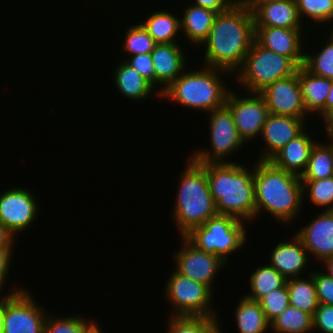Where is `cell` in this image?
Wrapping results in <instances>:
<instances>
[{"label": "cell", "mask_w": 333, "mask_h": 333, "mask_svg": "<svg viewBox=\"0 0 333 333\" xmlns=\"http://www.w3.org/2000/svg\"><path fill=\"white\" fill-rule=\"evenodd\" d=\"M255 40L252 11L241 1L214 18L201 50L202 64L226 70L233 75L242 66Z\"/></svg>", "instance_id": "obj_1"}, {"label": "cell", "mask_w": 333, "mask_h": 333, "mask_svg": "<svg viewBox=\"0 0 333 333\" xmlns=\"http://www.w3.org/2000/svg\"><path fill=\"white\" fill-rule=\"evenodd\" d=\"M252 164L255 221L266 213L283 226L293 225L298 217L301 219V210L305 204L300 176L279 169L270 161L256 160Z\"/></svg>", "instance_id": "obj_2"}, {"label": "cell", "mask_w": 333, "mask_h": 333, "mask_svg": "<svg viewBox=\"0 0 333 333\" xmlns=\"http://www.w3.org/2000/svg\"><path fill=\"white\" fill-rule=\"evenodd\" d=\"M186 68L160 94V100L173 102L188 110L208 113L226 104L227 96L232 89L228 84L233 74L201 64L200 68ZM226 78V80H225ZM226 81V82H225Z\"/></svg>", "instance_id": "obj_3"}, {"label": "cell", "mask_w": 333, "mask_h": 333, "mask_svg": "<svg viewBox=\"0 0 333 333\" xmlns=\"http://www.w3.org/2000/svg\"><path fill=\"white\" fill-rule=\"evenodd\" d=\"M207 180L219 215H231L251 223L250 226L254 224L253 165H245V162L207 164Z\"/></svg>", "instance_id": "obj_4"}, {"label": "cell", "mask_w": 333, "mask_h": 333, "mask_svg": "<svg viewBox=\"0 0 333 333\" xmlns=\"http://www.w3.org/2000/svg\"><path fill=\"white\" fill-rule=\"evenodd\" d=\"M187 158L178 176V189L170 213L179 236H185L194 227L218 215L207 180V164H198L189 156Z\"/></svg>", "instance_id": "obj_5"}, {"label": "cell", "mask_w": 333, "mask_h": 333, "mask_svg": "<svg viewBox=\"0 0 333 333\" xmlns=\"http://www.w3.org/2000/svg\"><path fill=\"white\" fill-rule=\"evenodd\" d=\"M248 223L231 215H216L194 227L185 237L198 249L230 263V257L246 248ZM230 255V256H229Z\"/></svg>", "instance_id": "obj_6"}, {"label": "cell", "mask_w": 333, "mask_h": 333, "mask_svg": "<svg viewBox=\"0 0 333 333\" xmlns=\"http://www.w3.org/2000/svg\"><path fill=\"white\" fill-rule=\"evenodd\" d=\"M298 68L289 57L264 48L254 40L233 81L238 88L242 87L239 90L259 93L275 81L292 76Z\"/></svg>", "instance_id": "obj_7"}, {"label": "cell", "mask_w": 333, "mask_h": 333, "mask_svg": "<svg viewBox=\"0 0 333 333\" xmlns=\"http://www.w3.org/2000/svg\"><path fill=\"white\" fill-rule=\"evenodd\" d=\"M207 114L210 146L194 149L188 156L198 164L238 162L230 156L235 157L247 144L238 134L232 112L224 105Z\"/></svg>", "instance_id": "obj_8"}, {"label": "cell", "mask_w": 333, "mask_h": 333, "mask_svg": "<svg viewBox=\"0 0 333 333\" xmlns=\"http://www.w3.org/2000/svg\"><path fill=\"white\" fill-rule=\"evenodd\" d=\"M170 273L162 295L169 303V308L171 306L168 316L219 317L220 313L213 305L215 292L207 285L182 276L175 270Z\"/></svg>", "instance_id": "obj_9"}, {"label": "cell", "mask_w": 333, "mask_h": 333, "mask_svg": "<svg viewBox=\"0 0 333 333\" xmlns=\"http://www.w3.org/2000/svg\"><path fill=\"white\" fill-rule=\"evenodd\" d=\"M13 285L3 294L1 333H44L48 311L38 303L33 290Z\"/></svg>", "instance_id": "obj_10"}, {"label": "cell", "mask_w": 333, "mask_h": 333, "mask_svg": "<svg viewBox=\"0 0 333 333\" xmlns=\"http://www.w3.org/2000/svg\"><path fill=\"white\" fill-rule=\"evenodd\" d=\"M30 189L25 186H12L0 192V222L16 238L28 231L39 216V196Z\"/></svg>", "instance_id": "obj_11"}, {"label": "cell", "mask_w": 333, "mask_h": 333, "mask_svg": "<svg viewBox=\"0 0 333 333\" xmlns=\"http://www.w3.org/2000/svg\"><path fill=\"white\" fill-rule=\"evenodd\" d=\"M239 92L230 90L226 106L232 112L239 136L249 146L260 139L263 125L270 115L265 100L259 93ZM244 95V96H243Z\"/></svg>", "instance_id": "obj_12"}, {"label": "cell", "mask_w": 333, "mask_h": 333, "mask_svg": "<svg viewBox=\"0 0 333 333\" xmlns=\"http://www.w3.org/2000/svg\"><path fill=\"white\" fill-rule=\"evenodd\" d=\"M179 238L181 249L171 253L172 262L175 263L174 270L182 276L207 285L214 292L217 274L228 265L219 257L198 249L185 236Z\"/></svg>", "instance_id": "obj_13"}, {"label": "cell", "mask_w": 333, "mask_h": 333, "mask_svg": "<svg viewBox=\"0 0 333 333\" xmlns=\"http://www.w3.org/2000/svg\"><path fill=\"white\" fill-rule=\"evenodd\" d=\"M259 94L265 100L271 114L310 118L302 101L298 69L292 76L268 85Z\"/></svg>", "instance_id": "obj_14"}, {"label": "cell", "mask_w": 333, "mask_h": 333, "mask_svg": "<svg viewBox=\"0 0 333 333\" xmlns=\"http://www.w3.org/2000/svg\"><path fill=\"white\" fill-rule=\"evenodd\" d=\"M308 120V118H294L270 113L263 125L261 140H257V142L263 143V149L261 148L260 154L255 160L269 161L279 150L307 128Z\"/></svg>", "instance_id": "obj_15"}, {"label": "cell", "mask_w": 333, "mask_h": 333, "mask_svg": "<svg viewBox=\"0 0 333 333\" xmlns=\"http://www.w3.org/2000/svg\"><path fill=\"white\" fill-rule=\"evenodd\" d=\"M305 32L309 33L307 29L255 27V40L264 48L289 57L300 67L304 63L305 40L308 38Z\"/></svg>", "instance_id": "obj_16"}, {"label": "cell", "mask_w": 333, "mask_h": 333, "mask_svg": "<svg viewBox=\"0 0 333 333\" xmlns=\"http://www.w3.org/2000/svg\"><path fill=\"white\" fill-rule=\"evenodd\" d=\"M306 225L295 230L312 261L333 256V211H319Z\"/></svg>", "instance_id": "obj_17"}, {"label": "cell", "mask_w": 333, "mask_h": 333, "mask_svg": "<svg viewBox=\"0 0 333 333\" xmlns=\"http://www.w3.org/2000/svg\"><path fill=\"white\" fill-rule=\"evenodd\" d=\"M272 247L273 250L269 251L271 253H269L266 263L275 268L286 279L302 277L305 271H307L305 275L311 274L312 269L308 268L311 264L308 251L294 232L290 239L286 241L284 239Z\"/></svg>", "instance_id": "obj_18"}, {"label": "cell", "mask_w": 333, "mask_h": 333, "mask_svg": "<svg viewBox=\"0 0 333 333\" xmlns=\"http://www.w3.org/2000/svg\"><path fill=\"white\" fill-rule=\"evenodd\" d=\"M181 43L156 44L150 53L155 72V89L161 94L188 67V55Z\"/></svg>", "instance_id": "obj_19"}, {"label": "cell", "mask_w": 333, "mask_h": 333, "mask_svg": "<svg viewBox=\"0 0 333 333\" xmlns=\"http://www.w3.org/2000/svg\"><path fill=\"white\" fill-rule=\"evenodd\" d=\"M255 27L306 29L295 0H273L257 5L253 10Z\"/></svg>", "instance_id": "obj_20"}, {"label": "cell", "mask_w": 333, "mask_h": 333, "mask_svg": "<svg viewBox=\"0 0 333 333\" xmlns=\"http://www.w3.org/2000/svg\"><path fill=\"white\" fill-rule=\"evenodd\" d=\"M309 126L295 139L279 150L269 161L277 168L301 176L305 171L311 149L317 142V136L312 138Z\"/></svg>", "instance_id": "obj_21"}, {"label": "cell", "mask_w": 333, "mask_h": 333, "mask_svg": "<svg viewBox=\"0 0 333 333\" xmlns=\"http://www.w3.org/2000/svg\"><path fill=\"white\" fill-rule=\"evenodd\" d=\"M113 76L114 88L129 101L134 103L150 100L152 97L160 99V93L133 67L124 60L115 65ZM152 96V97H151ZM150 98V99H149Z\"/></svg>", "instance_id": "obj_22"}, {"label": "cell", "mask_w": 333, "mask_h": 333, "mask_svg": "<svg viewBox=\"0 0 333 333\" xmlns=\"http://www.w3.org/2000/svg\"><path fill=\"white\" fill-rule=\"evenodd\" d=\"M181 7L184 9L180 13L181 43L185 37L186 43L198 49L207 39L217 12L187 2Z\"/></svg>", "instance_id": "obj_23"}, {"label": "cell", "mask_w": 333, "mask_h": 333, "mask_svg": "<svg viewBox=\"0 0 333 333\" xmlns=\"http://www.w3.org/2000/svg\"><path fill=\"white\" fill-rule=\"evenodd\" d=\"M298 80L307 114L318 115L320 120L325 115V102L333 80L312 74L303 65L298 68Z\"/></svg>", "instance_id": "obj_24"}, {"label": "cell", "mask_w": 333, "mask_h": 333, "mask_svg": "<svg viewBox=\"0 0 333 333\" xmlns=\"http://www.w3.org/2000/svg\"><path fill=\"white\" fill-rule=\"evenodd\" d=\"M172 11L167 8L157 9L143 17L145 20L139 21L157 44L180 43V15Z\"/></svg>", "instance_id": "obj_25"}, {"label": "cell", "mask_w": 333, "mask_h": 333, "mask_svg": "<svg viewBox=\"0 0 333 333\" xmlns=\"http://www.w3.org/2000/svg\"><path fill=\"white\" fill-rule=\"evenodd\" d=\"M233 313L238 333L270 332V323L267 321L259 301L248 299L242 294L237 300Z\"/></svg>", "instance_id": "obj_26"}, {"label": "cell", "mask_w": 333, "mask_h": 333, "mask_svg": "<svg viewBox=\"0 0 333 333\" xmlns=\"http://www.w3.org/2000/svg\"><path fill=\"white\" fill-rule=\"evenodd\" d=\"M249 291L243 294L248 299L259 301L275 289L287 284V279L269 264L257 266L249 275Z\"/></svg>", "instance_id": "obj_27"}, {"label": "cell", "mask_w": 333, "mask_h": 333, "mask_svg": "<svg viewBox=\"0 0 333 333\" xmlns=\"http://www.w3.org/2000/svg\"><path fill=\"white\" fill-rule=\"evenodd\" d=\"M322 33L326 34V36H323ZM321 35V39L324 37V40H318V43L322 42L320 43L322 45H316V49L318 50L315 48L314 50L313 48H309L308 50L306 46H309L307 43L311 41H309V39L306 40L303 66L312 74L333 80V38L326 32L324 33V31L321 32ZM311 50L312 52H310Z\"/></svg>", "instance_id": "obj_28"}, {"label": "cell", "mask_w": 333, "mask_h": 333, "mask_svg": "<svg viewBox=\"0 0 333 333\" xmlns=\"http://www.w3.org/2000/svg\"><path fill=\"white\" fill-rule=\"evenodd\" d=\"M287 287L289 304L313 316L319 305L313 275L287 279Z\"/></svg>", "instance_id": "obj_29"}, {"label": "cell", "mask_w": 333, "mask_h": 333, "mask_svg": "<svg viewBox=\"0 0 333 333\" xmlns=\"http://www.w3.org/2000/svg\"><path fill=\"white\" fill-rule=\"evenodd\" d=\"M331 176H333L332 145L328 141L318 140L311 149L307 167L300 179L317 180Z\"/></svg>", "instance_id": "obj_30"}, {"label": "cell", "mask_w": 333, "mask_h": 333, "mask_svg": "<svg viewBox=\"0 0 333 333\" xmlns=\"http://www.w3.org/2000/svg\"><path fill=\"white\" fill-rule=\"evenodd\" d=\"M220 317L168 316L166 333H223Z\"/></svg>", "instance_id": "obj_31"}, {"label": "cell", "mask_w": 333, "mask_h": 333, "mask_svg": "<svg viewBox=\"0 0 333 333\" xmlns=\"http://www.w3.org/2000/svg\"><path fill=\"white\" fill-rule=\"evenodd\" d=\"M295 2L299 17L305 27L309 26L308 28L311 29L314 24L315 31L318 28L324 30V27L333 20V0H295Z\"/></svg>", "instance_id": "obj_32"}, {"label": "cell", "mask_w": 333, "mask_h": 333, "mask_svg": "<svg viewBox=\"0 0 333 333\" xmlns=\"http://www.w3.org/2000/svg\"><path fill=\"white\" fill-rule=\"evenodd\" d=\"M272 333H313L312 315L290 304L271 323Z\"/></svg>", "instance_id": "obj_33"}, {"label": "cell", "mask_w": 333, "mask_h": 333, "mask_svg": "<svg viewBox=\"0 0 333 333\" xmlns=\"http://www.w3.org/2000/svg\"><path fill=\"white\" fill-rule=\"evenodd\" d=\"M303 203L306 200L320 211H333V176L317 180H301Z\"/></svg>", "instance_id": "obj_34"}, {"label": "cell", "mask_w": 333, "mask_h": 333, "mask_svg": "<svg viewBox=\"0 0 333 333\" xmlns=\"http://www.w3.org/2000/svg\"><path fill=\"white\" fill-rule=\"evenodd\" d=\"M126 29L124 41L121 44V52L125 53L123 60L137 54H150L154 50L157 43L139 21L133 25L130 24Z\"/></svg>", "instance_id": "obj_35"}, {"label": "cell", "mask_w": 333, "mask_h": 333, "mask_svg": "<svg viewBox=\"0 0 333 333\" xmlns=\"http://www.w3.org/2000/svg\"><path fill=\"white\" fill-rule=\"evenodd\" d=\"M44 333H83V316L74 315H52L48 313Z\"/></svg>", "instance_id": "obj_36"}, {"label": "cell", "mask_w": 333, "mask_h": 333, "mask_svg": "<svg viewBox=\"0 0 333 333\" xmlns=\"http://www.w3.org/2000/svg\"><path fill=\"white\" fill-rule=\"evenodd\" d=\"M259 302L267 321L271 323L289 305L287 284L280 289L271 291L269 294L262 297Z\"/></svg>", "instance_id": "obj_37"}, {"label": "cell", "mask_w": 333, "mask_h": 333, "mask_svg": "<svg viewBox=\"0 0 333 333\" xmlns=\"http://www.w3.org/2000/svg\"><path fill=\"white\" fill-rule=\"evenodd\" d=\"M318 269L315 268L311 272L316 286L318 302L333 305V278Z\"/></svg>", "instance_id": "obj_38"}, {"label": "cell", "mask_w": 333, "mask_h": 333, "mask_svg": "<svg viewBox=\"0 0 333 333\" xmlns=\"http://www.w3.org/2000/svg\"><path fill=\"white\" fill-rule=\"evenodd\" d=\"M124 61L133 67L155 88V72L150 54H137L127 57Z\"/></svg>", "instance_id": "obj_39"}, {"label": "cell", "mask_w": 333, "mask_h": 333, "mask_svg": "<svg viewBox=\"0 0 333 333\" xmlns=\"http://www.w3.org/2000/svg\"><path fill=\"white\" fill-rule=\"evenodd\" d=\"M312 322L314 333H333V305L319 303L312 316Z\"/></svg>", "instance_id": "obj_40"}, {"label": "cell", "mask_w": 333, "mask_h": 333, "mask_svg": "<svg viewBox=\"0 0 333 333\" xmlns=\"http://www.w3.org/2000/svg\"><path fill=\"white\" fill-rule=\"evenodd\" d=\"M15 247H3L0 248V294H4L6 283L9 282V274L12 270V259L14 261V251Z\"/></svg>", "instance_id": "obj_41"}, {"label": "cell", "mask_w": 333, "mask_h": 333, "mask_svg": "<svg viewBox=\"0 0 333 333\" xmlns=\"http://www.w3.org/2000/svg\"><path fill=\"white\" fill-rule=\"evenodd\" d=\"M213 10L217 13L223 12L231 8L239 0H190L189 3Z\"/></svg>", "instance_id": "obj_42"}, {"label": "cell", "mask_w": 333, "mask_h": 333, "mask_svg": "<svg viewBox=\"0 0 333 333\" xmlns=\"http://www.w3.org/2000/svg\"><path fill=\"white\" fill-rule=\"evenodd\" d=\"M18 238L0 222V248L15 247Z\"/></svg>", "instance_id": "obj_43"}, {"label": "cell", "mask_w": 333, "mask_h": 333, "mask_svg": "<svg viewBox=\"0 0 333 333\" xmlns=\"http://www.w3.org/2000/svg\"><path fill=\"white\" fill-rule=\"evenodd\" d=\"M98 319H90L83 315V333H104V329L100 326Z\"/></svg>", "instance_id": "obj_44"}, {"label": "cell", "mask_w": 333, "mask_h": 333, "mask_svg": "<svg viewBox=\"0 0 333 333\" xmlns=\"http://www.w3.org/2000/svg\"><path fill=\"white\" fill-rule=\"evenodd\" d=\"M322 121L321 125L324 128H321L324 130L325 137H333V108H331L321 119Z\"/></svg>", "instance_id": "obj_45"}, {"label": "cell", "mask_w": 333, "mask_h": 333, "mask_svg": "<svg viewBox=\"0 0 333 333\" xmlns=\"http://www.w3.org/2000/svg\"><path fill=\"white\" fill-rule=\"evenodd\" d=\"M323 265L322 271L333 278V256L327 257L320 262Z\"/></svg>", "instance_id": "obj_46"}, {"label": "cell", "mask_w": 333, "mask_h": 333, "mask_svg": "<svg viewBox=\"0 0 333 333\" xmlns=\"http://www.w3.org/2000/svg\"><path fill=\"white\" fill-rule=\"evenodd\" d=\"M251 11L259 4L273 0H241Z\"/></svg>", "instance_id": "obj_47"}, {"label": "cell", "mask_w": 333, "mask_h": 333, "mask_svg": "<svg viewBox=\"0 0 333 333\" xmlns=\"http://www.w3.org/2000/svg\"><path fill=\"white\" fill-rule=\"evenodd\" d=\"M333 108V82H332V86L330 89V92L327 96L326 102H325V114L331 109Z\"/></svg>", "instance_id": "obj_48"}, {"label": "cell", "mask_w": 333, "mask_h": 333, "mask_svg": "<svg viewBox=\"0 0 333 333\" xmlns=\"http://www.w3.org/2000/svg\"><path fill=\"white\" fill-rule=\"evenodd\" d=\"M2 316H3V294L0 295V333L2 329Z\"/></svg>", "instance_id": "obj_49"}, {"label": "cell", "mask_w": 333, "mask_h": 333, "mask_svg": "<svg viewBox=\"0 0 333 333\" xmlns=\"http://www.w3.org/2000/svg\"><path fill=\"white\" fill-rule=\"evenodd\" d=\"M330 26H327V28H324V32H327V34L333 38V20L329 24ZM326 29V31H325ZM330 29V30H329Z\"/></svg>", "instance_id": "obj_50"}, {"label": "cell", "mask_w": 333, "mask_h": 333, "mask_svg": "<svg viewBox=\"0 0 333 333\" xmlns=\"http://www.w3.org/2000/svg\"><path fill=\"white\" fill-rule=\"evenodd\" d=\"M327 141L332 145V154H333V137H326Z\"/></svg>", "instance_id": "obj_51"}]
</instances>
